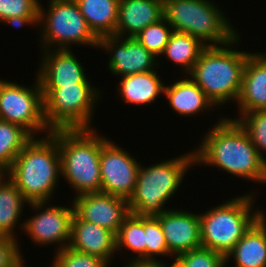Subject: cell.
Listing matches in <instances>:
<instances>
[{
    "mask_svg": "<svg viewBox=\"0 0 266 267\" xmlns=\"http://www.w3.org/2000/svg\"><path fill=\"white\" fill-rule=\"evenodd\" d=\"M37 138L24 146L5 172L28 203L50 201L61 176L57 129Z\"/></svg>",
    "mask_w": 266,
    "mask_h": 267,
    "instance_id": "cell-2",
    "label": "cell"
},
{
    "mask_svg": "<svg viewBox=\"0 0 266 267\" xmlns=\"http://www.w3.org/2000/svg\"><path fill=\"white\" fill-rule=\"evenodd\" d=\"M139 167L137 159L108 139L101 147V192L128 201L135 189Z\"/></svg>",
    "mask_w": 266,
    "mask_h": 267,
    "instance_id": "cell-12",
    "label": "cell"
},
{
    "mask_svg": "<svg viewBox=\"0 0 266 267\" xmlns=\"http://www.w3.org/2000/svg\"><path fill=\"white\" fill-rule=\"evenodd\" d=\"M173 267H225L226 257L209 248L199 247L174 257Z\"/></svg>",
    "mask_w": 266,
    "mask_h": 267,
    "instance_id": "cell-29",
    "label": "cell"
},
{
    "mask_svg": "<svg viewBox=\"0 0 266 267\" xmlns=\"http://www.w3.org/2000/svg\"><path fill=\"white\" fill-rule=\"evenodd\" d=\"M206 47L198 38L186 33L172 32L161 55L182 66L185 75L192 71L200 53ZM184 69V70H183Z\"/></svg>",
    "mask_w": 266,
    "mask_h": 267,
    "instance_id": "cell-25",
    "label": "cell"
},
{
    "mask_svg": "<svg viewBox=\"0 0 266 267\" xmlns=\"http://www.w3.org/2000/svg\"><path fill=\"white\" fill-rule=\"evenodd\" d=\"M37 78L41 87H63L77 83H90L82 63L71 49L43 50Z\"/></svg>",
    "mask_w": 266,
    "mask_h": 267,
    "instance_id": "cell-16",
    "label": "cell"
},
{
    "mask_svg": "<svg viewBox=\"0 0 266 267\" xmlns=\"http://www.w3.org/2000/svg\"><path fill=\"white\" fill-rule=\"evenodd\" d=\"M163 18V0H119L115 36L136 37Z\"/></svg>",
    "mask_w": 266,
    "mask_h": 267,
    "instance_id": "cell-19",
    "label": "cell"
},
{
    "mask_svg": "<svg viewBox=\"0 0 266 267\" xmlns=\"http://www.w3.org/2000/svg\"><path fill=\"white\" fill-rule=\"evenodd\" d=\"M90 30L99 39L114 35L119 0H75Z\"/></svg>",
    "mask_w": 266,
    "mask_h": 267,
    "instance_id": "cell-24",
    "label": "cell"
},
{
    "mask_svg": "<svg viewBox=\"0 0 266 267\" xmlns=\"http://www.w3.org/2000/svg\"><path fill=\"white\" fill-rule=\"evenodd\" d=\"M38 21H39V17H11L8 19H5L4 22L5 24L7 23L10 24L11 26H14L16 28L18 27H22V26H27L29 25H36L38 27Z\"/></svg>",
    "mask_w": 266,
    "mask_h": 267,
    "instance_id": "cell-35",
    "label": "cell"
},
{
    "mask_svg": "<svg viewBox=\"0 0 266 267\" xmlns=\"http://www.w3.org/2000/svg\"><path fill=\"white\" fill-rule=\"evenodd\" d=\"M195 153L144 167L140 165L134 192L128 200L130 213L137 216H155L165 211V204L177 193L186 171L195 166Z\"/></svg>",
    "mask_w": 266,
    "mask_h": 267,
    "instance_id": "cell-5",
    "label": "cell"
},
{
    "mask_svg": "<svg viewBox=\"0 0 266 267\" xmlns=\"http://www.w3.org/2000/svg\"><path fill=\"white\" fill-rule=\"evenodd\" d=\"M144 231L146 260H157L158 256H170L161 224L155 216H144Z\"/></svg>",
    "mask_w": 266,
    "mask_h": 267,
    "instance_id": "cell-31",
    "label": "cell"
},
{
    "mask_svg": "<svg viewBox=\"0 0 266 267\" xmlns=\"http://www.w3.org/2000/svg\"><path fill=\"white\" fill-rule=\"evenodd\" d=\"M16 239L0 236V267H19L24 263Z\"/></svg>",
    "mask_w": 266,
    "mask_h": 267,
    "instance_id": "cell-34",
    "label": "cell"
},
{
    "mask_svg": "<svg viewBox=\"0 0 266 267\" xmlns=\"http://www.w3.org/2000/svg\"><path fill=\"white\" fill-rule=\"evenodd\" d=\"M51 267H109L100 257L81 253L70 247L55 252Z\"/></svg>",
    "mask_w": 266,
    "mask_h": 267,
    "instance_id": "cell-32",
    "label": "cell"
},
{
    "mask_svg": "<svg viewBox=\"0 0 266 267\" xmlns=\"http://www.w3.org/2000/svg\"><path fill=\"white\" fill-rule=\"evenodd\" d=\"M159 220L170 256H178L202 247L200 215L184 210L169 209L155 215Z\"/></svg>",
    "mask_w": 266,
    "mask_h": 267,
    "instance_id": "cell-15",
    "label": "cell"
},
{
    "mask_svg": "<svg viewBox=\"0 0 266 267\" xmlns=\"http://www.w3.org/2000/svg\"><path fill=\"white\" fill-rule=\"evenodd\" d=\"M44 118L51 130L93 128V110L101 92L90 83L41 87ZM99 99V100H98Z\"/></svg>",
    "mask_w": 266,
    "mask_h": 267,
    "instance_id": "cell-8",
    "label": "cell"
},
{
    "mask_svg": "<svg viewBox=\"0 0 266 267\" xmlns=\"http://www.w3.org/2000/svg\"><path fill=\"white\" fill-rule=\"evenodd\" d=\"M93 128L57 129L61 176L79 196L101 192V147L108 140Z\"/></svg>",
    "mask_w": 266,
    "mask_h": 267,
    "instance_id": "cell-4",
    "label": "cell"
},
{
    "mask_svg": "<svg viewBox=\"0 0 266 267\" xmlns=\"http://www.w3.org/2000/svg\"><path fill=\"white\" fill-rule=\"evenodd\" d=\"M233 120L247 131L259 155L266 161V110L247 112Z\"/></svg>",
    "mask_w": 266,
    "mask_h": 267,
    "instance_id": "cell-30",
    "label": "cell"
},
{
    "mask_svg": "<svg viewBox=\"0 0 266 267\" xmlns=\"http://www.w3.org/2000/svg\"><path fill=\"white\" fill-rule=\"evenodd\" d=\"M0 120L22 126L33 137L52 132L44 118L43 92L37 77L32 87L0 78Z\"/></svg>",
    "mask_w": 266,
    "mask_h": 267,
    "instance_id": "cell-10",
    "label": "cell"
},
{
    "mask_svg": "<svg viewBox=\"0 0 266 267\" xmlns=\"http://www.w3.org/2000/svg\"><path fill=\"white\" fill-rule=\"evenodd\" d=\"M68 247L81 253L100 257L110 265L111 258H114L113 254L116 251V237L108 229L81 220L74 213Z\"/></svg>",
    "mask_w": 266,
    "mask_h": 267,
    "instance_id": "cell-17",
    "label": "cell"
},
{
    "mask_svg": "<svg viewBox=\"0 0 266 267\" xmlns=\"http://www.w3.org/2000/svg\"><path fill=\"white\" fill-rule=\"evenodd\" d=\"M28 202L23 198L22 193L17 189L15 183L3 173L0 176V236H7L17 240L13 230L18 224L24 227V222L20 223L24 205Z\"/></svg>",
    "mask_w": 266,
    "mask_h": 267,
    "instance_id": "cell-23",
    "label": "cell"
},
{
    "mask_svg": "<svg viewBox=\"0 0 266 267\" xmlns=\"http://www.w3.org/2000/svg\"><path fill=\"white\" fill-rule=\"evenodd\" d=\"M28 204L37 211V214H34L35 216L33 215L24 222L22 232H25V235H29L31 240L40 246L57 243L59 247H56L55 252L68 247L74 215L73 204H71L72 207L48 206L49 202H32Z\"/></svg>",
    "mask_w": 266,
    "mask_h": 267,
    "instance_id": "cell-11",
    "label": "cell"
},
{
    "mask_svg": "<svg viewBox=\"0 0 266 267\" xmlns=\"http://www.w3.org/2000/svg\"><path fill=\"white\" fill-rule=\"evenodd\" d=\"M48 3V11L41 3L39 6L38 25H43L41 48L71 49L72 44L98 48L99 39L90 30L75 0H49Z\"/></svg>",
    "mask_w": 266,
    "mask_h": 267,
    "instance_id": "cell-9",
    "label": "cell"
},
{
    "mask_svg": "<svg viewBox=\"0 0 266 267\" xmlns=\"http://www.w3.org/2000/svg\"><path fill=\"white\" fill-rule=\"evenodd\" d=\"M116 237V252L130 250L135 252L132 260H146V243L144 231V216L130 213L123 221Z\"/></svg>",
    "mask_w": 266,
    "mask_h": 267,
    "instance_id": "cell-27",
    "label": "cell"
},
{
    "mask_svg": "<svg viewBox=\"0 0 266 267\" xmlns=\"http://www.w3.org/2000/svg\"><path fill=\"white\" fill-rule=\"evenodd\" d=\"M172 32V27L162 18L158 22L146 26L135 39L158 59L159 56L162 57L161 54Z\"/></svg>",
    "mask_w": 266,
    "mask_h": 267,
    "instance_id": "cell-28",
    "label": "cell"
},
{
    "mask_svg": "<svg viewBox=\"0 0 266 267\" xmlns=\"http://www.w3.org/2000/svg\"><path fill=\"white\" fill-rule=\"evenodd\" d=\"M244 194L210 208L200 215L202 247L226 256L260 217L263 210L253 211L255 196Z\"/></svg>",
    "mask_w": 266,
    "mask_h": 267,
    "instance_id": "cell-7",
    "label": "cell"
},
{
    "mask_svg": "<svg viewBox=\"0 0 266 267\" xmlns=\"http://www.w3.org/2000/svg\"><path fill=\"white\" fill-rule=\"evenodd\" d=\"M72 204L81 220L100 225L115 235L130 214L126 199L103 192L74 196Z\"/></svg>",
    "mask_w": 266,
    "mask_h": 267,
    "instance_id": "cell-14",
    "label": "cell"
},
{
    "mask_svg": "<svg viewBox=\"0 0 266 267\" xmlns=\"http://www.w3.org/2000/svg\"><path fill=\"white\" fill-rule=\"evenodd\" d=\"M178 79L173 85H165L164 95L175 113L183 116L199 115L201 112L214 109L215 105L208 99L204 91L190 78ZM214 106V108H213Z\"/></svg>",
    "mask_w": 266,
    "mask_h": 267,
    "instance_id": "cell-21",
    "label": "cell"
},
{
    "mask_svg": "<svg viewBox=\"0 0 266 267\" xmlns=\"http://www.w3.org/2000/svg\"><path fill=\"white\" fill-rule=\"evenodd\" d=\"M118 92L124 103L148 105L164 94L165 84L155 70L121 77Z\"/></svg>",
    "mask_w": 266,
    "mask_h": 267,
    "instance_id": "cell-22",
    "label": "cell"
},
{
    "mask_svg": "<svg viewBox=\"0 0 266 267\" xmlns=\"http://www.w3.org/2000/svg\"><path fill=\"white\" fill-rule=\"evenodd\" d=\"M163 18L174 32L196 37L206 46L227 44L239 34L211 0H163Z\"/></svg>",
    "mask_w": 266,
    "mask_h": 267,
    "instance_id": "cell-6",
    "label": "cell"
},
{
    "mask_svg": "<svg viewBox=\"0 0 266 267\" xmlns=\"http://www.w3.org/2000/svg\"><path fill=\"white\" fill-rule=\"evenodd\" d=\"M240 38L237 35L227 44L206 46L188 74L215 107L239 98L244 66L251 53L233 49Z\"/></svg>",
    "mask_w": 266,
    "mask_h": 267,
    "instance_id": "cell-3",
    "label": "cell"
},
{
    "mask_svg": "<svg viewBox=\"0 0 266 267\" xmlns=\"http://www.w3.org/2000/svg\"><path fill=\"white\" fill-rule=\"evenodd\" d=\"M39 0H0V22L11 17H39Z\"/></svg>",
    "mask_w": 266,
    "mask_h": 267,
    "instance_id": "cell-33",
    "label": "cell"
},
{
    "mask_svg": "<svg viewBox=\"0 0 266 267\" xmlns=\"http://www.w3.org/2000/svg\"><path fill=\"white\" fill-rule=\"evenodd\" d=\"M33 136L22 126L0 120V171L5 173Z\"/></svg>",
    "mask_w": 266,
    "mask_h": 267,
    "instance_id": "cell-26",
    "label": "cell"
},
{
    "mask_svg": "<svg viewBox=\"0 0 266 267\" xmlns=\"http://www.w3.org/2000/svg\"><path fill=\"white\" fill-rule=\"evenodd\" d=\"M218 119L194 150L195 164L215 166L233 176L265 184L266 161L247 131L232 118L220 116Z\"/></svg>",
    "mask_w": 266,
    "mask_h": 267,
    "instance_id": "cell-1",
    "label": "cell"
},
{
    "mask_svg": "<svg viewBox=\"0 0 266 267\" xmlns=\"http://www.w3.org/2000/svg\"><path fill=\"white\" fill-rule=\"evenodd\" d=\"M260 217L225 256L226 264L234 257L235 267H266V216Z\"/></svg>",
    "mask_w": 266,
    "mask_h": 267,
    "instance_id": "cell-20",
    "label": "cell"
},
{
    "mask_svg": "<svg viewBox=\"0 0 266 267\" xmlns=\"http://www.w3.org/2000/svg\"><path fill=\"white\" fill-rule=\"evenodd\" d=\"M98 48L111 54L108 69L115 76H126L156 70L158 59L134 37L115 35L99 38Z\"/></svg>",
    "mask_w": 266,
    "mask_h": 267,
    "instance_id": "cell-13",
    "label": "cell"
},
{
    "mask_svg": "<svg viewBox=\"0 0 266 267\" xmlns=\"http://www.w3.org/2000/svg\"><path fill=\"white\" fill-rule=\"evenodd\" d=\"M169 264H165V261L158 260H132L130 259V263L128 261V265L126 267H168ZM170 267H173L172 264Z\"/></svg>",
    "mask_w": 266,
    "mask_h": 267,
    "instance_id": "cell-36",
    "label": "cell"
},
{
    "mask_svg": "<svg viewBox=\"0 0 266 267\" xmlns=\"http://www.w3.org/2000/svg\"><path fill=\"white\" fill-rule=\"evenodd\" d=\"M237 102L240 117L247 112L266 110V52L248 55Z\"/></svg>",
    "mask_w": 266,
    "mask_h": 267,
    "instance_id": "cell-18",
    "label": "cell"
}]
</instances>
